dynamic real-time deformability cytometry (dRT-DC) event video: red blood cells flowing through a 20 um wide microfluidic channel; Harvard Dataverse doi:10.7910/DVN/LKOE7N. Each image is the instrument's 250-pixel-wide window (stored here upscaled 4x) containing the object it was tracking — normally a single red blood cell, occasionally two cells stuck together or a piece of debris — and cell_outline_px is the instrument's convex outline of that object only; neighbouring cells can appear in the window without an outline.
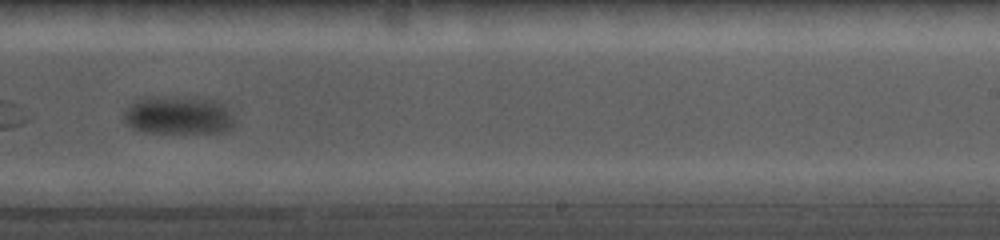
{"species": "common noctule bat (a hibernating species)", "species_latin": "Nyctalus noctula", "temperature_condition": "cold", "stored_images_in_passage": 13, "camera_frame_rate_fps": 5000, "um_per_image_px": 0.085, "animal": {"sex": "female", "body_mass_g": 19.0, "forearm_length_mm": 56.7}, "frame": {"image": 1, "passage_image": 8, "time_ms": 7.2, "image_size_px": [1000, 240], "cell_outline_px": [[232, 124], [228, 128], [220, 132], [148, 132], [136, 128], [124, 116], [124, 112], [140, 96], [168, 96], [220, 100], [224, 104], [228, 112]], "centroid_in_image_um": [15.14, 9.75], "position_along_channel_um": 273.9, "area_um2": 23.93}}
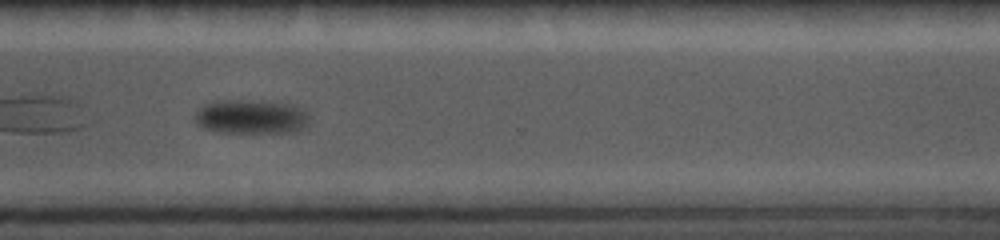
{"frame": {"image": 2, "passage_image": 10, "time_ms": 9.4, "image_size_px": [1000, 240], "cell_outline_px": [[308, 124], [300, 128], [280, 132], [224, 132], [204, 128], [196, 120], [196, 116], [200, 108], [204, 104], [212, 100], [272, 100], [292, 104], [300, 108], [308, 116]], "centroid_in_image_um": [21.34, 9.88], "position_along_channel_um": 349.3, "area_um2": 22.54}}
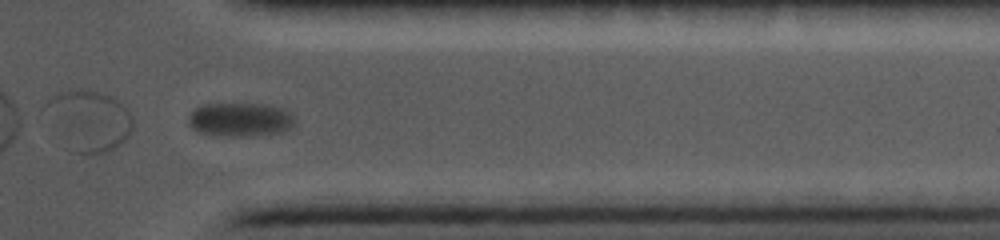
{"frame": {"image": 3, "passage_image": 11, "time_ms": 10.6, "image_size_px": [1000, 240], "cell_outline_px": [[292, 124], [288, 128], [280, 132], [244, 136], [232, 136], [204, 132], [192, 128], [188, 120], [188, 116], [196, 108], [204, 104], [264, 104], [280, 108], [288, 112], [292, 116]], "centroid_in_image_um": [20.38, 10.14], "position_along_channel_um": 391.0, "area_um2": 20.17}}